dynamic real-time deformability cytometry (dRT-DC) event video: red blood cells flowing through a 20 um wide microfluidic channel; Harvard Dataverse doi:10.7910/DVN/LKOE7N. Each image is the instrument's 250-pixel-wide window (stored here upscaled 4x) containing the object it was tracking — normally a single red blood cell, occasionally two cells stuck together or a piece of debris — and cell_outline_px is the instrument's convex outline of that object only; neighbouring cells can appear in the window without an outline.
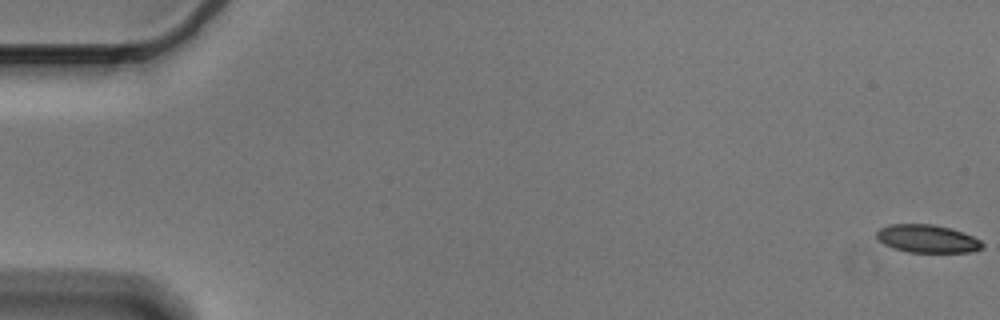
{"species": "Egyptian fruit bat (a non-hibernating species)", "species_latin": "Rousettus aegyptiacus", "temperature_condition": "cold", "stored_images_in_passage": 58, "camera_frame_rate_fps": 3000, "um_per_image_px": 0.085, "animal": {"sex": "male"}, "frame": {"image": 1, "passage_image": 1, "time_ms": 0.0, "image_size_px": [1000, 320], "cell_outline_px": [[984, 248], [972, 252], [908, 252], [892, 248], [884, 244], [876, 236], [876, 232], [880, 228], [888, 224], [932, 224], [952, 228], [972, 236], [980, 240], [984, 244]], "centroid_in_image_um": [78.83, 20.29], "position_along_channel_um": 6.2, "area_um2": 17.34}}
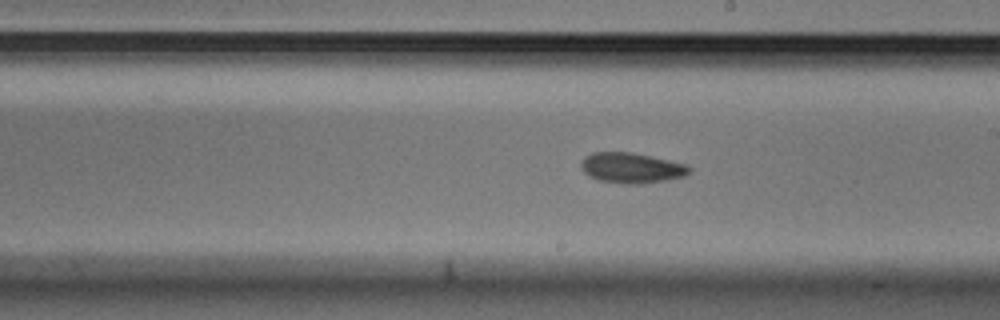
{"frame": {"image": 2, "passage_image": 33, "time_ms": 10.667, "image_size_px": [1000, 320], "cell_outline_px": [[692, 172], [684, 176], [644, 184], [624, 184], [600, 180], [588, 176], [580, 168], [580, 160], [584, 156], [592, 152], [632, 152], [652, 156], [688, 164], [692, 168]], "centroid_in_image_um": [53.68, 14.26], "position_along_channel_um": 235.3, "area_um2": 19.54}}
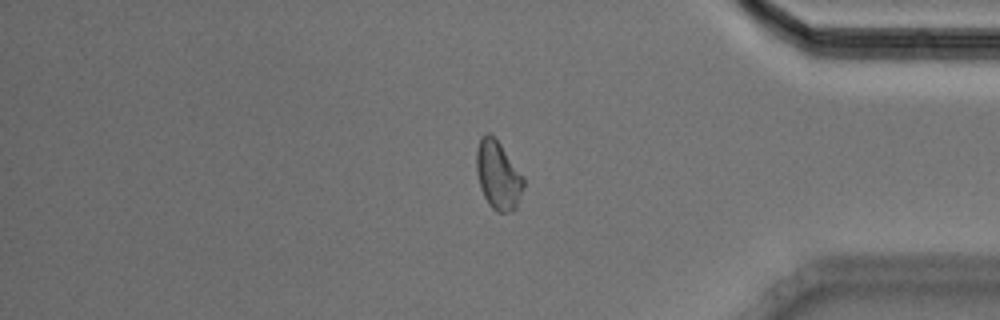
{"frame": {"image": 3, "passage_image": 48, "time_ms": 15.667, "image_size_px": [1000, 320], "cell_outline_px": [[524, 184], [516, 208], [512, 212], [496, 212], [488, 204], [480, 188], [476, 172], [476, 148], [480, 136], [484, 132], [488, 132], [500, 144], [524, 176]], "centroid_in_image_um": [42.31, 14.89], "position_along_channel_um": 392.9, "area_um2": 18.96}, "authors_computed_cell_mechanics": {"area_um2": 18.3515, "velocity_mm_per_s": 3.5794, "shape_relaxation_time_tau1_ms": 6.6616, "shape_relaxation_time_tau2_ms": null, "deformation_change_tau1": 0.1346, "deformation_change_tau2": null}}